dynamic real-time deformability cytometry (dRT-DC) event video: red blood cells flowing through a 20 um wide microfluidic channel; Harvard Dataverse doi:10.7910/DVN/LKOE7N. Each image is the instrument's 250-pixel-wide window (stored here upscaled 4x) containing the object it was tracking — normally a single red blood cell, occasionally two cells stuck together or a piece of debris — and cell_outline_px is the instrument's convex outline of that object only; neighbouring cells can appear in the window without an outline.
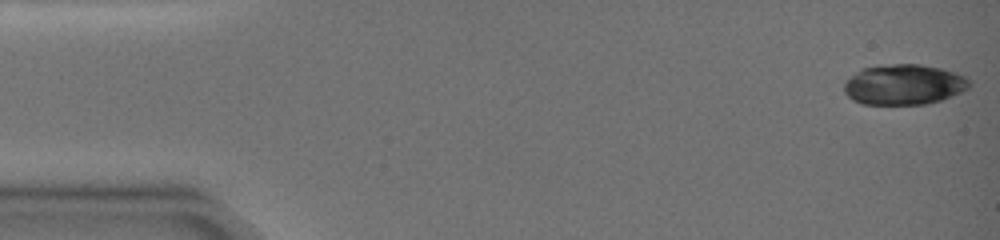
{"species": "common noctule bat (a hibernating species)", "species_latin": "Nyctalus noctula", "temperature_condition": "warm", "stored_images_in_passage": 15, "camera_frame_rate_fps": 3000, "um_per_image_px": 0.085, "animal": {"sex": "female", "body_mass_g": 19.0, "forearm_length_mm": 51.5}, "frame": {"image": 1, "passage_image": 1, "time_ms": 0.0, "image_size_px": [1000, 240], "cell_outline_px": [[972, 84], [968, 88], [952, 96], [940, 100], [924, 104], [860, 104], [852, 100], [844, 92], [844, 84], [860, 68], [892, 64], [920, 64], [940, 68], [968, 76], [972, 80]], "centroid_in_image_um": [76.86, 7.18], "position_along_channel_um": 8.1, "area_um2": 29.59}}